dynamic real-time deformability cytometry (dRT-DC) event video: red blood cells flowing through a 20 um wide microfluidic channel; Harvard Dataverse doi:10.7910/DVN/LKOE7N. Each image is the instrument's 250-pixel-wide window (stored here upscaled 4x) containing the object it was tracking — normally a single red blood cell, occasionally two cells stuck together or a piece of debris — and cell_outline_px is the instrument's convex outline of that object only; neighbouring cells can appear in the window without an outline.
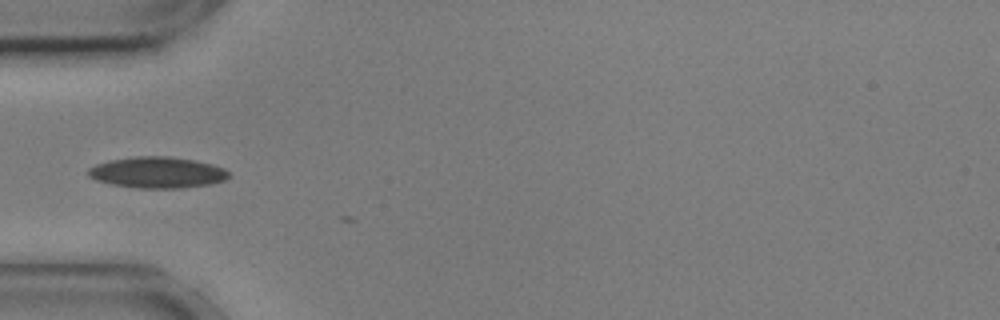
{"species": "common noctule bat (a hibernating species)", "species_latin": "Nyctalus noctula", "temperature_condition": "cold", "stored_images_in_passage": 4, "camera_frame_rate_fps": 3000, "um_per_image_px": 0.085, "animal": {"sex": "male", "body_mass_g": 17.9, "forearm_length_mm": 54.2}, "frame": {"image": 1, "passage_image": 3, "time_ms": 0.667, "image_size_px": [1000, 320], "cell_outline_px": [[228, 176], [224, 180], [208, 184], [184, 188], [136, 188], [112, 184], [96, 180], [88, 176], [88, 168], [96, 164], [108, 160], [136, 156], [168, 156], [192, 160], [212, 164], [224, 168], [228, 172]], "centroid_in_image_um": [13.33, 14.66], "position_along_channel_um": 71.7, "area_um2": 25.43}}